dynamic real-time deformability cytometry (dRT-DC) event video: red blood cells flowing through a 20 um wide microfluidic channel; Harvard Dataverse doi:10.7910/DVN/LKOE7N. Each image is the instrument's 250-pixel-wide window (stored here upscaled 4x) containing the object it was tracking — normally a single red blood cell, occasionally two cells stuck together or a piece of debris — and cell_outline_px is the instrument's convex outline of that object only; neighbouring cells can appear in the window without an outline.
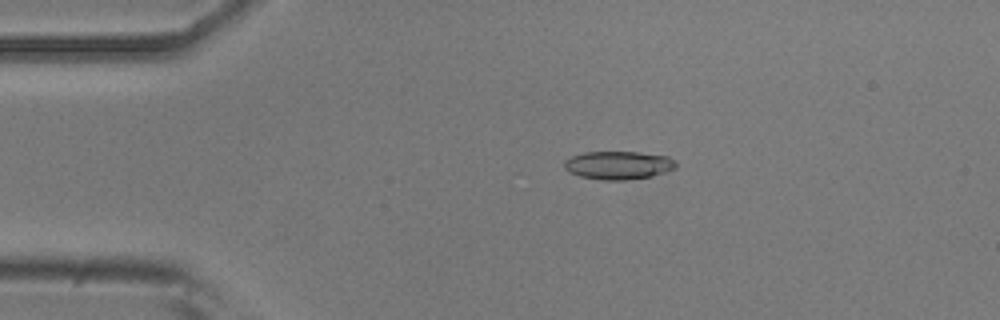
{"species": "common noctule bat (a hibernating species)", "species_latin": "Nyctalus noctula", "temperature_condition": "room temperature", "stored_images_in_passage": 29, "camera_frame_rate_fps": 3000, "um_per_image_px": 0.085, "animal": {"sex": "male", "body_mass_g": 20.5, "forearm_length_mm": 52.5}, "frame": {"image": 1, "passage_image": 11, "time_ms": 3.333, "image_size_px": [1000, 320], "cell_outline_px": [[676, 168], [652, 176], [624, 180], [604, 180], [580, 176], [568, 172], [564, 168], [564, 160], [572, 156], [584, 152], [640, 152], [668, 156], [676, 160]], "centroid_in_image_um": [52.56, 14.03], "position_along_channel_um": 32.4, "area_um2": 18.44}}
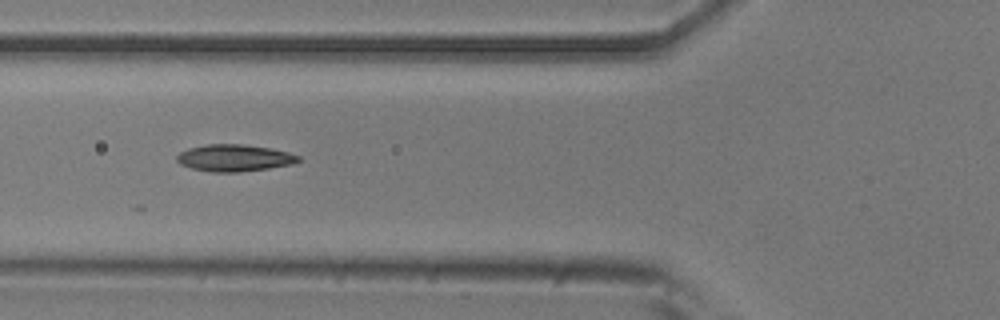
{"frame": {"image": 2, "passage_image": 20, "time_ms": 6.333, "image_size_px": [1000, 320], "cell_outline_px": [[300, 160], [292, 164], [268, 168], [236, 172], [212, 172], [192, 168], [180, 164], [176, 160], [176, 156], [180, 152], [188, 148], [204, 144], [244, 144], [268, 148], [288, 152], [300, 156]], "centroid_in_image_um": [19.88, 13.41], "position_along_channel_um": 105.9, "area_um2": 18.96}}
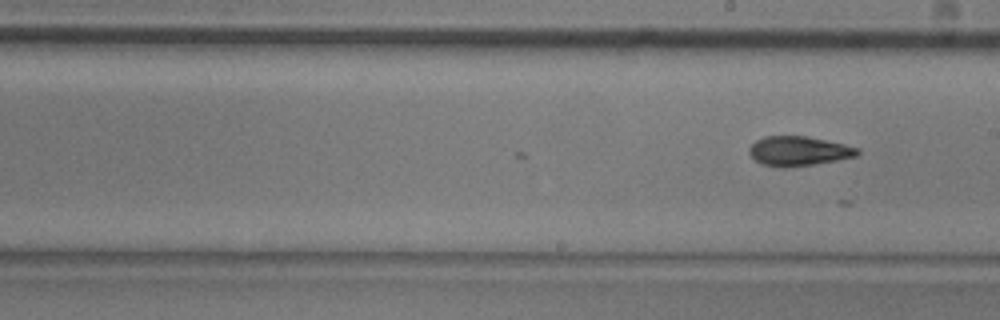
{"frame": {"image": 3, "passage_image": 29, "time_ms": 9.333, "image_size_px": [1000, 320], "cell_outline_px": [[860, 152], [856, 156], [836, 160], [812, 164], [784, 168], [764, 164], [756, 160], [748, 152], [748, 148], [756, 140], [764, 136], [808, 136], [844, 144], [860, 148]], "centroid_in_image_um": [67.88, 12.83], "position_along_channel_um": 221.1, "area_um2": 18.5}}